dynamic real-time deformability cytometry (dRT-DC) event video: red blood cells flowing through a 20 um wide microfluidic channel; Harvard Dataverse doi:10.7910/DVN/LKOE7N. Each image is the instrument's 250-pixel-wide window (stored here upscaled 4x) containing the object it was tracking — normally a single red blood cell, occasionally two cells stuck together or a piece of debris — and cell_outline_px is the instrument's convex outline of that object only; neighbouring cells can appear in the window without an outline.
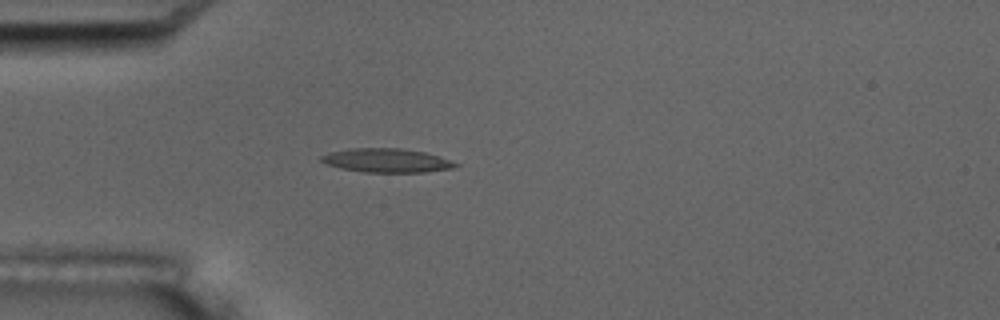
{"species": "common noctule bat (a hibernating species)", "species_latin": "Nyctalus noctula", "temperature_condition": "room temperature", "stored_images_in_passage": 4, "camera_frame_rate_fps": 3000, "um_per_image_px": 0.085, "animal": {"sex": "male", "body_mass_g": 17.5, "forearm_length_mm": 52.3}, "frame": {"image": 1, "passage_image": 4, "time_ms": 3.667, "image_size_px": [1000, 320], "cell_outline_px": [[460, 164], [452, 168], [424, 172], [364, 172], [340, 168], [328, 164], [320, 160], [320, 156], [332, 152], [352, 148], [400, 148], [424, 152]], "centroid_in_image_um": [32.84, 13.64], "position_along_channel_um": 52.2, "area_um2": 18.32}}